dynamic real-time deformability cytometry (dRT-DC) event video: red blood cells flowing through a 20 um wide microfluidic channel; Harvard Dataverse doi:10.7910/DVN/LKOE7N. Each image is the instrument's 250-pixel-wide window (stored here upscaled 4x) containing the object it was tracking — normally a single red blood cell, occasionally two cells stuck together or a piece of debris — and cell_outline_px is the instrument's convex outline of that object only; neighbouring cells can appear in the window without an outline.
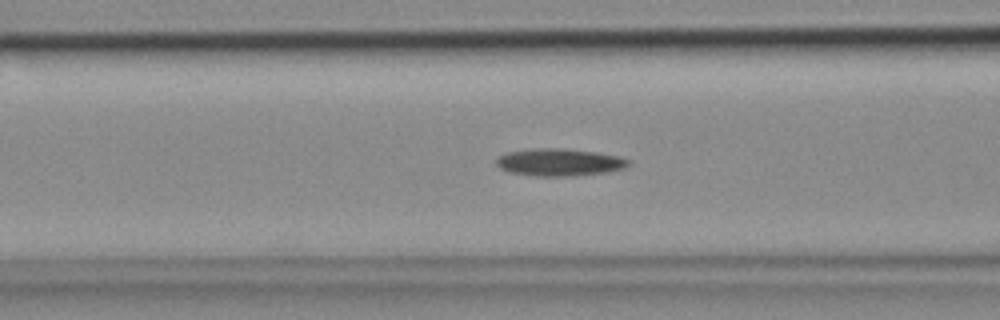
{"species": "common noctule bat (a hibernating species)", "species_latin": "Nyctalus noctula", "temperature_condition": "cold", "stored_images_in_passage": 45, "camera_frame_rate_fps": 3000, "um_per_image_px": 0.085, "animal": {"sex": "female", "body_mass_g": 18.4}, "frame": {"image": 1, "passage_image": 20, "time_ms": 6.333, "image_size_px": [1000, 320], "cell_outline_px": [[628, 164], [624, 168], [608, 172], [572, 176], [536, 176], [512, 172], [500, 168], [496, 164], [496, 156], [508, 152], [532, 148], [564, 148], [596, 152], [620, 156], [628, 160]], "centroid_in_image_um": [47.53, 13.78], "position_along_channel_um": 119.1, "area_um2": 21.1}}
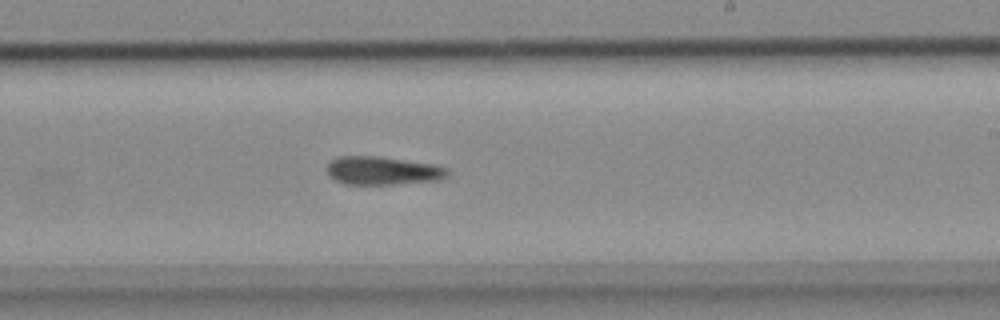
{"frame": {"image": 2, "passage_image": 31, "time_ms": 10.0, "image_size_px": [1000, 320], "cell_outline_px": [[448, 176], [440, 180], [396, 184], [344, 184], [328, 176], [324, 168], [328, 160], [340, 156], [380, 156], [432, 164], [448, 168]], "centroid_in_image_um": [32.46, 14.5], "position_along_channel_um": 256.5, "area_um2": 20.23}}
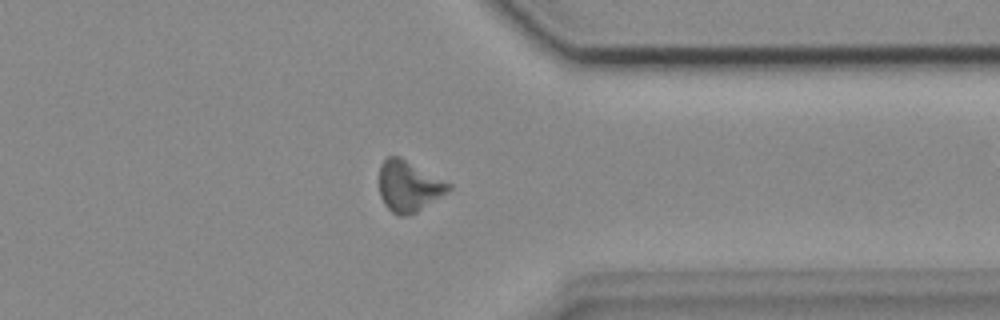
{"frame": {"image": 3, "passage_image": 41, "time_ms": 13.333, "image_size_px": [1000, 320], "cell_outline_px": [[452, 188], [448, 192], [416, 212], [408, 216], [400, 216], [392, 212], [384, 204], [380, 196], [380, 164], [388, 156], [400, 156], [452, 184]], "centroid_in_image_um": [34.75, 15.82], "position_along_channel_um": 376.7, "area_um2": 20.58}}